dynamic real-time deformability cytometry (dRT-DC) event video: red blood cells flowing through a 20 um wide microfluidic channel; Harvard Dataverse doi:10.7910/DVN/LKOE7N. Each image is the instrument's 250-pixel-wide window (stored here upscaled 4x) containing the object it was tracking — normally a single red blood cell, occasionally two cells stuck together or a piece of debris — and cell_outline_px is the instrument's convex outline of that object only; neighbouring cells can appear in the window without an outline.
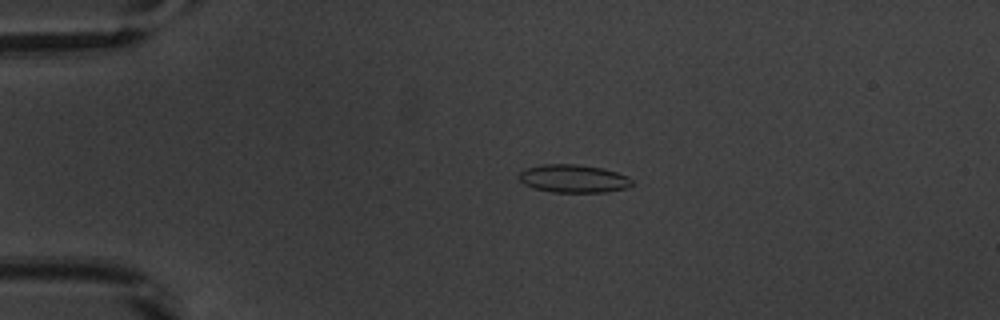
{"species": "common noctule bat (a hibernating species)", "species_latin": "Nyctalus noctula", "temperature_condition": "warm", "stored_images_in_passage": 52, "camera_frame_rate_fps": 3000, "um_per_image_px": 0.085, "animal": {"sex": "male", "body_mass_g": 20.1, "forearm_length_mm": 53.5}, "frame": {"image": 1, "passage_image": 11, "time_ms": 3.333, "image_size_px": [1000, 320], "cell_outline_px": [[632, 184], [628, 188], [604, 192], [552, 192], [532, 188], [524, 184], [520, 180], [520, 172], [528, 168], [544, 164], [576, 164], [604, 168], [628, 176], [632, 180]], "centroid_in_image_um": [48.77, 15.18], "position_along_channel_um": 36.2, "area_um2": 18.44}}
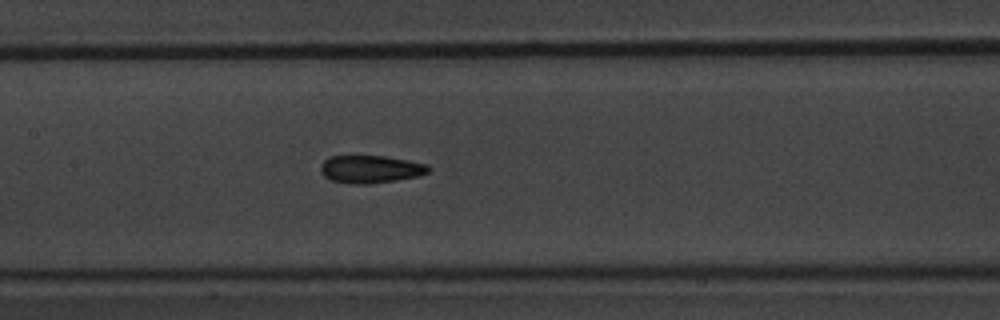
{"frame": {"image": 2, "passage_image": 25, "time_ms": 8.0, "image_size_px": [1000, 320], "cell_outline_px": [[432, 168], [428, 172], [420, 176], [372, 184], [352, 184], [332, 180], [324, 176], [320, 168], [320, 164], [328, 156], [384, 156], [408, 160], [428, 164]], "centroid_in_image_um": [31.52, 14.38], "position_along_channel_um": 175.9, "area_um2": 17.57}}
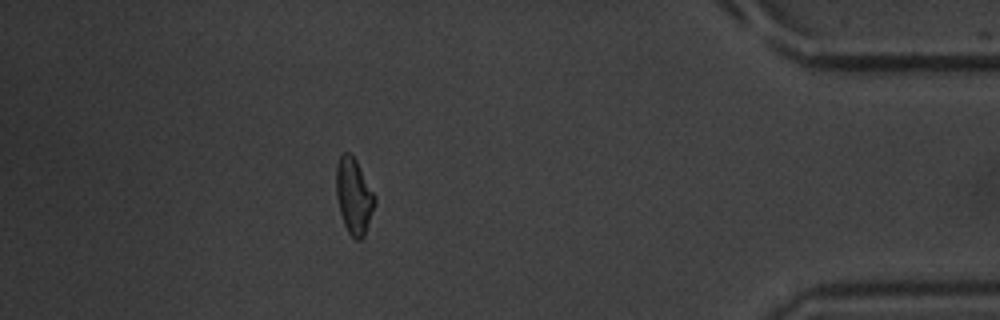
{"frame": {"image": 3, "passage_image": 46, "time_ms": 15.0, "image_size_px": [1000, 320], "cell_outline_px": [[376, 200], [364, 236], [360, 240], [356, 240], [348, 232], [344, 224], [340, 212], [336, 196], [336, 164], [340, 156], [344, 152], [348, 152], [356, 160], [376, 196]], "centroid_in_image_um": [30.07, 16.65], "position_along_channel_um": 405.1, "area_um2": 16.94}, "authors_computed_cell_mechanics": {"area_um2": 17.4556, "velocity_mm_per_s": 3.8716, "shape_relaxation_time_tau1_ms": 3.9337, "shape_relaxation_time_tau2_ms": 2.0334, "deformation_change_tau1": 0.1316, "deformation_change_tau2": 0.0857}}